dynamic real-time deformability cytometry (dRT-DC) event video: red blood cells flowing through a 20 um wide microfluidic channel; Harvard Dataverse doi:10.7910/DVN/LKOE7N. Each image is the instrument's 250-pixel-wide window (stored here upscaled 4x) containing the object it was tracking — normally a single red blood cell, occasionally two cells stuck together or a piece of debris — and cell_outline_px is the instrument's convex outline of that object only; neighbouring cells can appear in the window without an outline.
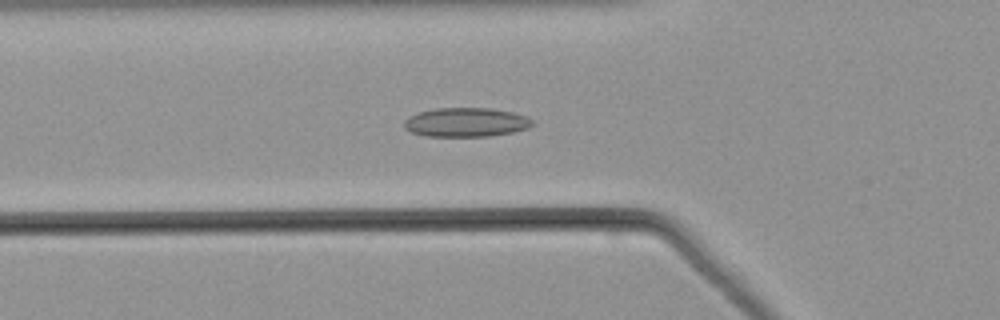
{"species": "common noctule bat (a hibernating species)", "species_latin": "Nyctalus noctula", "temperature_condition": "warm", "stored_images_in_passage": 31, "camera_frame_rate_fps": 3000, "um_per_image_px": 0.085, "animal": {"sex": "male", "body_mass_g": 21.5, "forearm_length_mm": 52.0}, "frame": {"image": 1, "passage_image": 17, "time_ms": 5.333, "image_size_px": [1000, 320], "cell_outline_px": [[536, 124], [528, 128], [512, 132], [488, 136], [428, 136], [412, 132], [404, 128], [404, 120], [408, 116], [420, 112], [436, 108], [488, 108], [512, 112], [528, 116]], "centroid_in_image_um": [39.63, 10.39], "position_along_channel_um": 86.2, "area_um2": 21.73}}
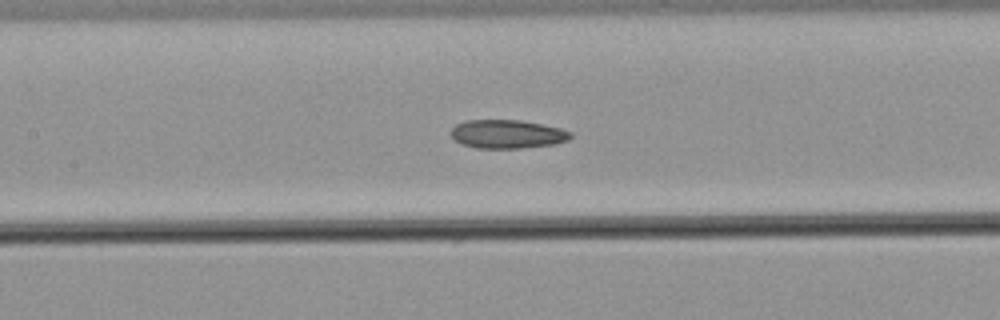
{"frame": {"image": 2, "passage_image": 23, "time_ms": 7.333, "image_size_px": [1000, 320], "cell_outline_px": [[572, 136], [568, 140], [556, 144], [520, 148], [476, 148], [464, 144], [456, 140], [452, 136], [452, 128], [456, 124], [464, 120], [520, 120], [560, 128], [572, 132]], "centroid_in_image_um": [43.14, 11.39], "position_along_channel_um": 164.3, "area_um2": 19.83}}
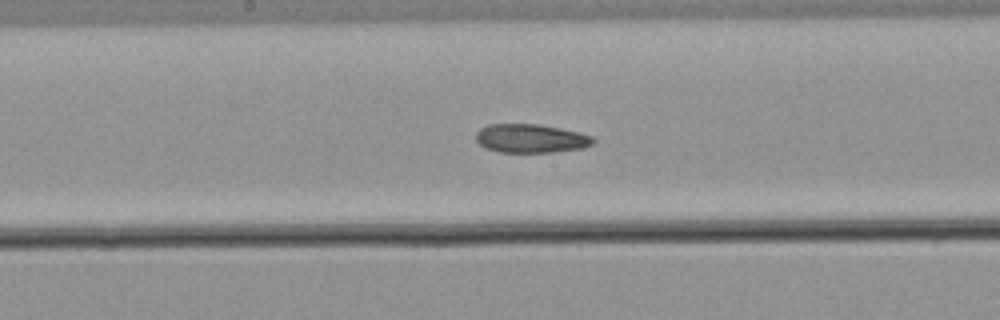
{"frame": {"image": 3, "passage_image": 26, "time_ms": 8.333, "image_size_px": [1000, 320], "cell_outline_px": [[596, 140], [592, 144], [584, 148], [552, 152], [500, 152], [484, 148], [476, 140], [476, 132], [480, 128], [488, 124], [536, 124], [576, 132], [592, 136]], "centroid_in_image_um": [45.08, 11.77], "position_along_channel_um": 203.1, "area_um2": 19.48}}